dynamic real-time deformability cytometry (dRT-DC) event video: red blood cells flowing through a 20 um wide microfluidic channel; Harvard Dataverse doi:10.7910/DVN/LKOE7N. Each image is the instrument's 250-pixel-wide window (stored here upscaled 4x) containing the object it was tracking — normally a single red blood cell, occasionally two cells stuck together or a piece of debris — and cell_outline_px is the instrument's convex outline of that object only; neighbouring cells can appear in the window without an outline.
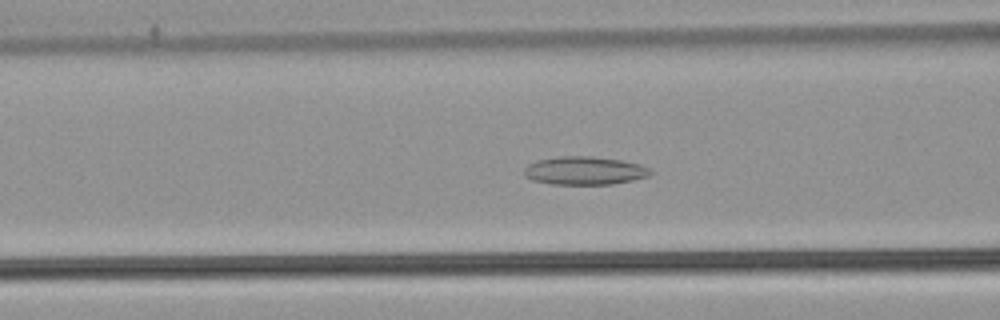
{"species": "common noctule bat (a hibernating species)", "species_latin": "Nyctalus noctula", "temperature_condition": "warm", "stored_images_in_passage": 55, "camera_frame_rate_fps": 3000, "um_per_image_px": 0.085, "animal": {"sex": "male", "body_mass_g": 21.5, "forearm_length_mm": 52.0}, "frame": {"image": 1, "passage_image": 23, "time_ms": 7.333, "image_size_px": [1000, 320], "cell_outline_px": [[652, 172], [648, 176], [632, 180], [612, 184], [552, 184], [532, 180], [524, 176], [524, 168], [528, 164], [540, 160], [556, 156], [592, 156], [620, 160], [640, 164], [652, 168]], "centroid_in_image_um": [49.69, 14.5], "position_along_channel_um": 116.9, "area_um2": 20.81}}
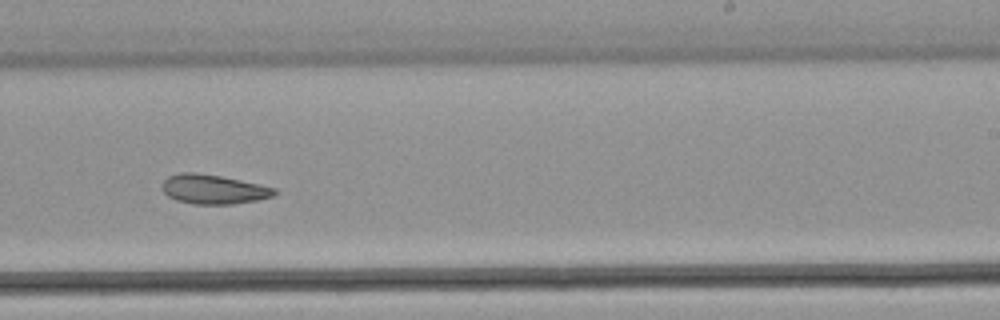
{"frame": {"image": 2, "passage_image": 35, "time_ms": 11.333, "image_size_px": [1000, 320], "cell_outline_px": [[276, 192], [272, 196], [256, 200], [232, 204], [196, 204], [176, 200], [168, 196], [164, 192], [164, 180], [168, 176], [180, 172], [196, 172], [220, 176], [260, 184], [276, 188]], "centroid_in_image_um": [18.14, 16.08], "position_along_channel_um": 270.9, "area_um2": 19.02}}
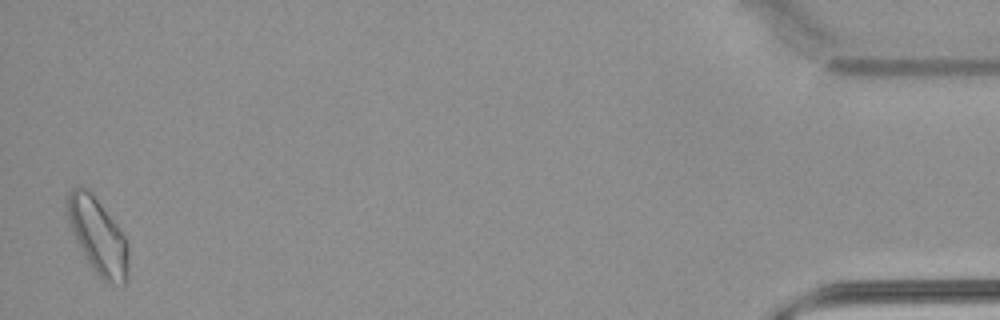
{"frame": {"image": 3, "passage_image": 54, "time_ms": 17.667, "image_size_px": [1000, 320], "cell_outline_px": [[128, 280], [124, 284], [104, 280], [92, 268], [84, 256], [72, 232], [68, 220], [64, 204], [64, 196], [72, 188], [88, 188], [92, 192], [120, 228], [128, 244]], "centroid_in_image_um": [8.29, 20.0], "position_along_channel_um": 426.9, "area_um2": 27.17}, "authors_computed_cell_mechanics": {"area_um2": 21.8484, "velocity_mm_per_s": 3.8592, "shape_relaxation_time_tau1_ms": null, "shape_relaxation_time_tau2_ms": 9.631, "deformation_change_tau1": null, "deformation_change_tau2": 0.1649}}